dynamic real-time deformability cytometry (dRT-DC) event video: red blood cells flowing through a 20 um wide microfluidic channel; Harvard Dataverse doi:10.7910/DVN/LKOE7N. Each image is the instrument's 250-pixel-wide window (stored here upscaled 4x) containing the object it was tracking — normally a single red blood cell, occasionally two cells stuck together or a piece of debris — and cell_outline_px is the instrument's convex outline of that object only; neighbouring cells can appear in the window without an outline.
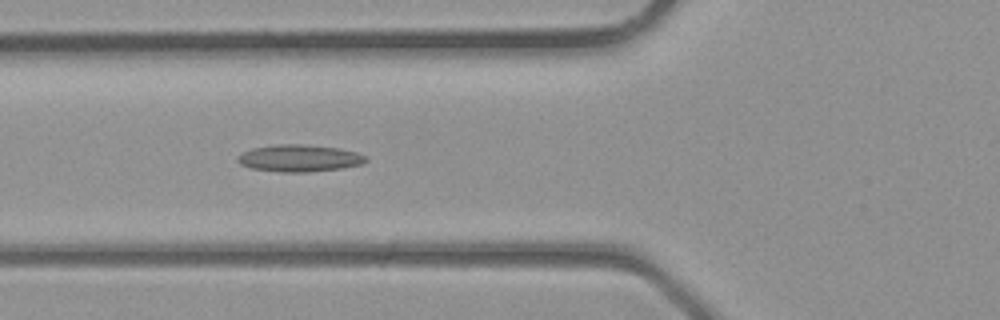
{"species": "common noctule bat (a hibernating species)", "species_latin": "Nyctalus noctula", "temperature_condition": "room temperature", "stored_images_in_passage": 35, "camera_frame_rate_fps": 3000, "um_per_image_px": 0.085, "animal": {"sex": "male", "body_mass_g": 23.1, "forearm_length_mm": 52.7}, "frame": {"image": 1, "passage_image": 11, "time_ms": 3.333, "image_size_px": [1000, 320], "cell_outline_px": [[368, 160], [360, 164], [340, 168], [308, 172], [280, 172], [252, 168], [240, 164], [236, 160], [236, 156], [252, 148], [276, 144], [300, 144], [340, 148], [356, 152], [368, 156]], "centroid_in_image_um": [25.43, 13.44], "position_along_channel_um": 100.4, "area_um2": 20.17}}
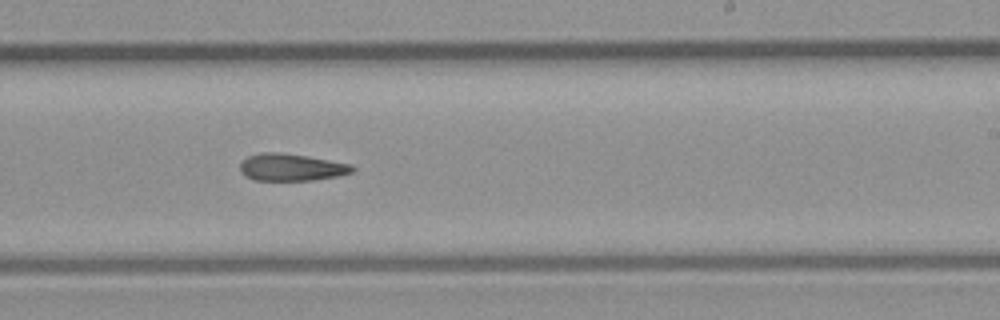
{"frame": {"image": 2, "passage_image": 20, "time_ms": 6.333, "image_size_px": [1000, 320], "cell_outline_px": [[356, 168], [352, 172], [336, 176], [312, 180], [256, 180], [244, 176], [240, 172], [240, 160], [248, 156], [260, 152], [280, 152], [352, 164]], "centroid_in_image_um": [24.71, 14.21], "position_along_channel_um": 264.3, "area_um2": 17.74}}
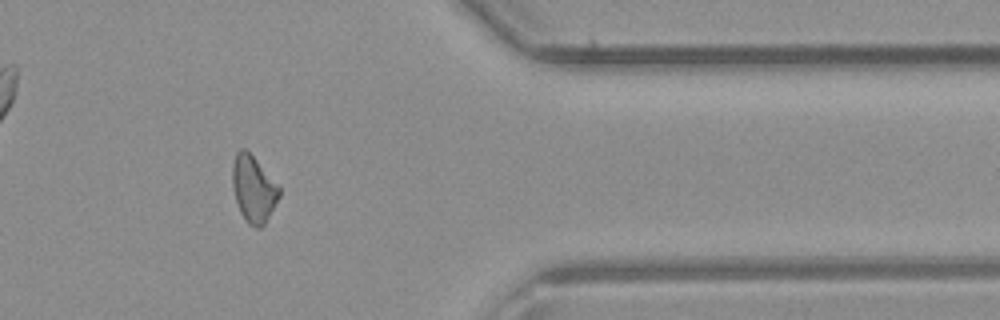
{"frame": {"image": 3, "passage_image": 28, "time_ms": 9.0, "image_size_px": [1000, 320], "cell_outline_px": [[280, 196], [264, 224], [260, 228], [256, 228], [248, 224], [240, 212], [232, 188], [232, 164], [236, 152], [240, 148], [244, 148], [256, 160], [280, 188]], "centroid_in_image_um": [21.52, 16.07], "position_along_channel_um": 389.9, "area_um2": 17.92}}